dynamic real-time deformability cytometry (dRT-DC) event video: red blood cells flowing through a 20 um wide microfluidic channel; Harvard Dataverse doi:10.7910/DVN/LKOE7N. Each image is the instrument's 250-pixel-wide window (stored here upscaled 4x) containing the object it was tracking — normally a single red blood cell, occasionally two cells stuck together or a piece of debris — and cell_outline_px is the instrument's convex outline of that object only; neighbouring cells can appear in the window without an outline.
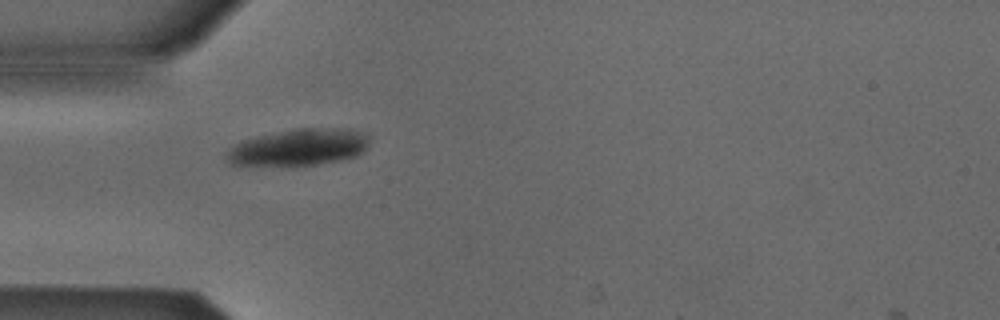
{"species": "Egyptian fruit bat (a non-hibernating species)", "species_latin": "Rousettus aegyptiacus", "temperature_condition": "cold", "stored_images_in_passage": 33, "camera_frame_rate_fps": 3000, "um_per_image_px": 0.085, "animal": {"sex": "male"}, "frame": {"image": 1, "passage_image": 1, "time_ms": 0.0, "image_size_px": [1000, 320], "cell_outline_px": [[368, 148], [364, 152], [356, 156], [340, 160], [320, 164], [232, 164], [224, 156], [224, 152], [228, 148], [244, 140], [256, 136], [300, 128], [352, 128], [368, 132]], "centroid_in_image_um": [25.49, 12.48], "position_along_channel_um": 59.5, "area_um2": 30.4}}
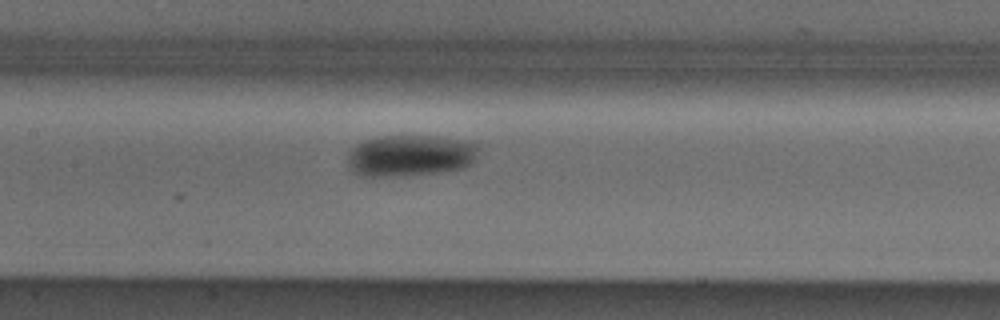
{"frame": {"image": 2, "passage_image": 10, "time_ms": 3.0, "image_size_px": [1000, 320], "cell_outline_px": [[480, 148], [472, 164], [464, 168], [444, 172], [408, 176], [360, 176], [352, 172], [348, 168], [348, 152], [356, 144], [364, 140], [376, 136], [436, 136], [472, 140]], "centroid_in_image_um": [34.89, 13.22], "position_along_channel_um": 172.5, "area_um2": 32.54}}
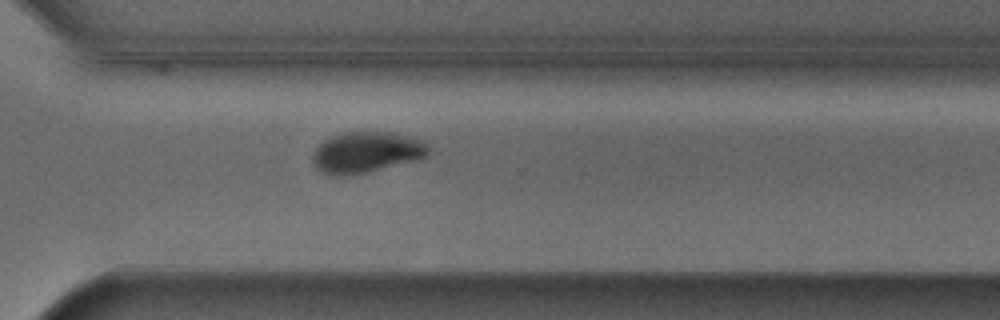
{"frame": {"image": 3, "passage_image": 23, "time_ms": 7.333, "image_size_px": [1000, 320], "cell_outline_px": [[428, 152], [420, 160], [364, 172], [344, 176], [324, 172], [316, 168], [312, 164], [312, 156], [316, 148], [324, 140], [332, 136], [344, 132], [392, 132], [424, 140], [428, 148]], "centroid_in_image_um": [31.15, 12.93], "position_along_channel_um": 339.5, "area_um2": 27.4}, "authors_computed_cell_mechanics": {"area_um2": 29.7092, "velocity_mm_per_s": 3.8617, "shape_relaxation_time_tau1_ms": 2.2685, "shape_relaxation_time_tau2_ms": null, "deformation_change_tau1": 0.11, "deformation_change_tau2": null}}